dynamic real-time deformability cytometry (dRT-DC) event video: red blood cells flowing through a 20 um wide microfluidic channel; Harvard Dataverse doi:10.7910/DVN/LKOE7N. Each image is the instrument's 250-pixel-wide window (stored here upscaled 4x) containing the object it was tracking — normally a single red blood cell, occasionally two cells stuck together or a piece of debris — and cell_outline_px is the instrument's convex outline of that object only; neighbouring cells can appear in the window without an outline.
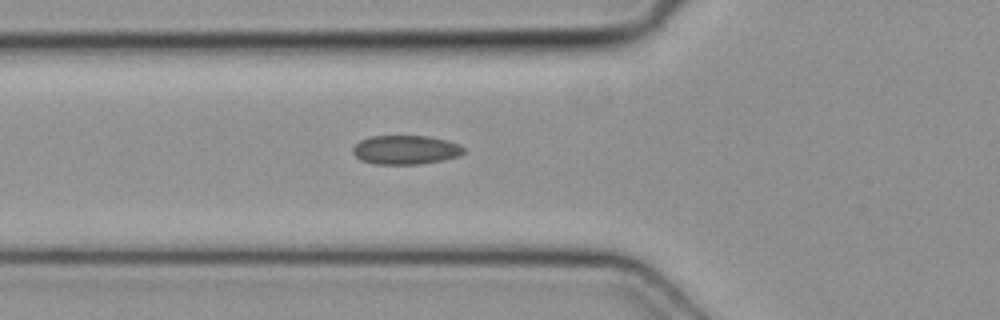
{"species": "common noctule bat (a hibernating species)", "species_latin": "Nyctalus noctula", "temperature_condition": "cold", "stored_images_in_passage": 8, "camera_frame_rate_fps": 3000, "um_per_image_px": 0.085, "animal": {"sex": "female", "body_mass_g": 19.3, "forearm_length_mm": 54.1}, "frame": {"image": 1, "passage_image": 8, "time_ms": 2.333, "image_size_px": [1000, 320], "cell_outline_px": [[464, 152], [460, 156], [420, 164], [372, 164], [360, 160], [352, 152], [352, 148], [360, 140], [372, 136], [428, 136], [460, 144], [464, 148]], "centroid_in_image_um": [34.45, 12.74], "position_along_channel_um": 91.3, "area_um2": 18.73}}